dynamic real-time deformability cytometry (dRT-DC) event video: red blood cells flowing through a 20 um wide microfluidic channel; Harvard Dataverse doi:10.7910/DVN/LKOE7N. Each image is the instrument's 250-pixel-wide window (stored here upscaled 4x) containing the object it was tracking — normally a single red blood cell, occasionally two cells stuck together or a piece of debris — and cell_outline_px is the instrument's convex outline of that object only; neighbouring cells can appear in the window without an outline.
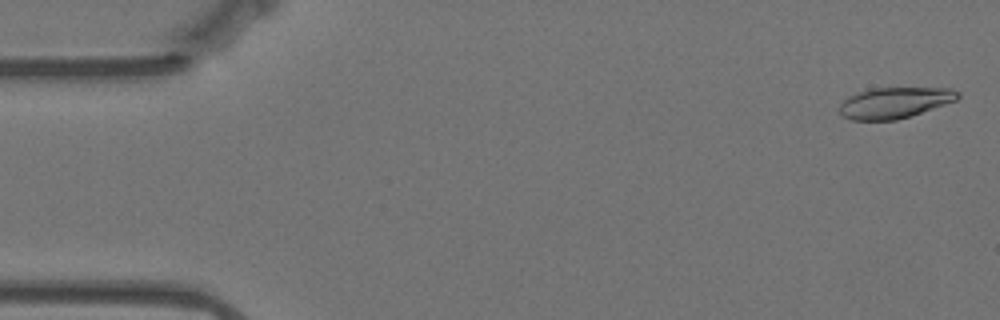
{"species": "Egyptian fruit bat (a non-hibernating species)", "species_latin": "Rousettus aegyptiacus", "temperature_condition": "warm", "stored_images_in_passage": 57, "camera_frame_rate_fps": 3000, "um_per_image_px": 0.085, "animal": {"sex": "female"}, "frame": {"image": 1, "passage_image": 2, "time_ms": 0.333, "image_size_px": [1000, 320], "cell_outline_px": [[960, 96], [956, 100], [896, 120], [852, 120], [844, 116], [840, 112], [840, 104], [848, 96], [872, 88], [952, 88], [960, 92]], "centroid_in_image_um": [76.04, 8.72], "position_along_channel_um": 9.0, "area_um2": 20.98}}
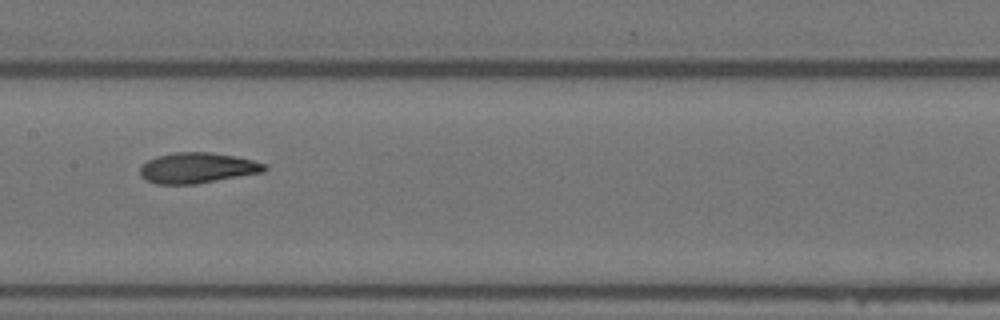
{"frame": {"image": 2, "passage_image": 28, "time_ms": 9.0, "image_size_px": [1000, 320], "cell_outline_px": [[268, 168], [264, 172], [196, 184], [156, 184], [140, 176], [140, 168], [148, 160], [156, 156], [176, 152], [212, 152], [236, 156], [268, 164]], "centroid_in_image_um": [16.81, 14.27], "position_along_channel_um": 190.6, "area_um2": 22.25}}
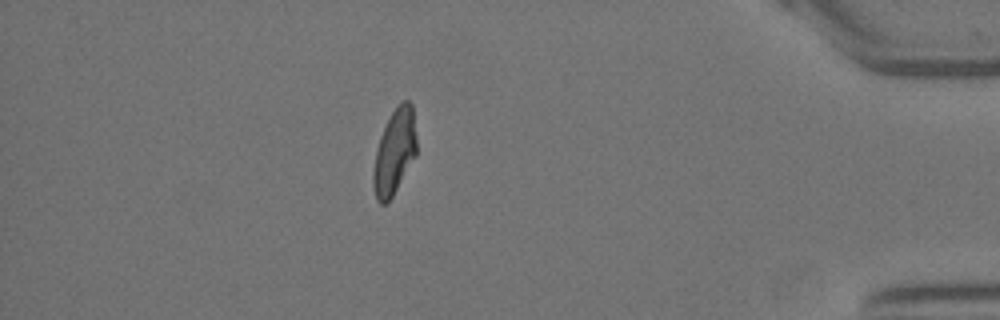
{"frame": {"image": 3, "passage_image": 50, "time_ms": 16.333, "image_size_px": [1000, 320], "cell_outline_px": [[416, 156], [388, 204], [380, 204], [376, 200], [372, 184], [372, 172], [376, 152], [380, 136], [392, 112], [404, 100], [408, 100], [412, 104], [416, 136]], "centroid_in_image_um": [33.52, 12.97], "position_along_channel_um": 401.7, "area_um2": 21.5}, "authors_computed_cell_mechanics": {"area_um2": 22.0218, "velocity_mm_per_s": 3.5112, "shape_relaxation_time_tau1_ms": 7.6274, "shape_relaxation_time_tau2_ms": 3.3061, "deformation_change_tau1": 0.2353, "deformation_change_tau2": 0.105}}